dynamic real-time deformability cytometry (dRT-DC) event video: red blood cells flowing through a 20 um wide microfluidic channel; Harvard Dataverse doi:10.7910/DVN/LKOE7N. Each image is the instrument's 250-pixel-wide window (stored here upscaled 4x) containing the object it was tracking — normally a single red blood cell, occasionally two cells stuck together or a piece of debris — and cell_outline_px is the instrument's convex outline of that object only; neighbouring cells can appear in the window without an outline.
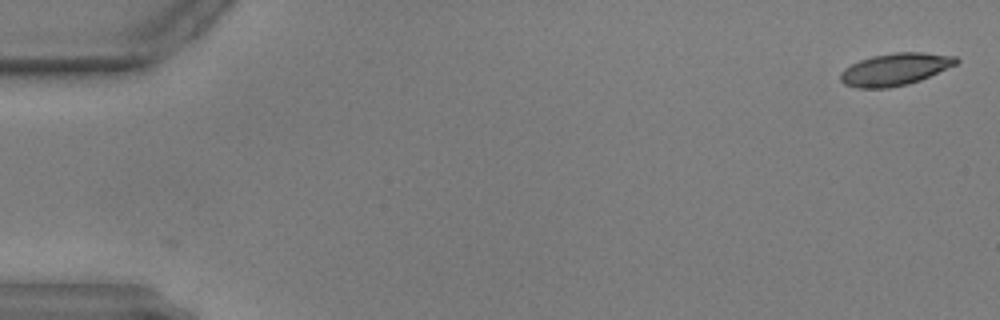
{"species": "common noctule bat (a hibernating species)", "species_latin": "Nyctalus noctula", "temperature_condition": "warm", "stored_images_in_passage": 7, "camera_frame_rate_fps": 3000, "um_per_image_px": 0.085, "animal": {"sex": "male", "body_mass_g": 17.9, "forearm_length_mm": 54.2}, "frame": {"image": 1, "passage_image": 1, "time_ms": 0.0, "image_size_px": [1000, 320], "cell_outline_px": [[960, 60], [956, 64], [920, 80], [908, 84], [888, 88], [856, 88], [844, 84], [840, 80], [840, 72], [844, 68], [860, 60], [872, 56], [896, 52], [920, 52], [956, 56]], "centroid_in_image_um": [76.06, 5.89], "position_along_channel_um": 8.9, "area_um2": 21.68}}